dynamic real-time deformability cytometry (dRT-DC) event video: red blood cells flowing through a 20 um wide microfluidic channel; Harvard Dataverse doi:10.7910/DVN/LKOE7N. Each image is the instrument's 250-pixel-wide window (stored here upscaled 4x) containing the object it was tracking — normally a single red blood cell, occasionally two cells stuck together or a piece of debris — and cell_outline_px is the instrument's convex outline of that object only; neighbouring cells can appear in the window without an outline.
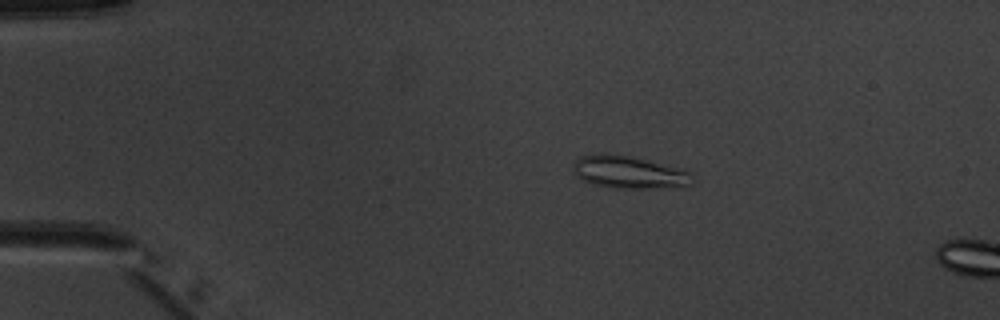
{"species": "common noctule bat (a hibernating species)", "species_latin": "Nyctalus noctula", "temperature_condition": "warm", "stored_images_in_passage": 3, "camera_frame_rate_fps": 3000, "um_per_image_px": 0.085, "animal": {"sex": "male", "body_mass_g": 20.1, "forearm_length_mm": 53.5}, "frame": {"image": 1, "passage_image": 1, "time_ms": 0.0, "image_size_px": [1000, 320], "cell_outline_px": [[692, 184], [656, 188], [612, 188], [596, 184], [584, 180], [576, 176], [572, 172], [572, 164], [580, 156], [600, 152], [608, 152], [628, 156], [692, 172]], "centroid_in_image_um": [53.36, 14.62], "position_along_channel_um": 31.6, "area_um2": 22.37}}